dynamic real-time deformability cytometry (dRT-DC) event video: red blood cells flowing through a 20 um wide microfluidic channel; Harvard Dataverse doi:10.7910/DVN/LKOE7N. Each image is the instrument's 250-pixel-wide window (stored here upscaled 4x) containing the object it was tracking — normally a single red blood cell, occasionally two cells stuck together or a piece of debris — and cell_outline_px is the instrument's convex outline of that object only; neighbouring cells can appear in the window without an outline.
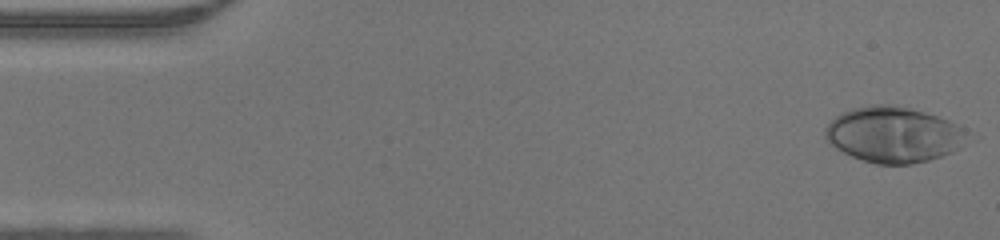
{"species": "human", "species_latin": "Homo sapiens", "temperature_condition": "warm", "stored_images_in_passage": 46, "camera_frame_rate_fps": 3000, "um_per_image_px": 0.085, "donor": {"sex": "male"}, "frame": {"image": 1, "passage_image": 1, "time_ms": 0.0, "image_size_px": [1000, 240], "cell_outline_px": [[964, 128], [960, 148], [952, 152], [928, 160], [912, 164], [876, 164], [852, 156], [836, 148], [824, 136], [824, 128], [840, 112], [852, 108], [872, 104], [888, 104], [912, 108], [940, 116]], "centroid_in_image_um": [75.9, 11.42], "position_along_channel_um": 9.1, "area_um2": 45.78}}
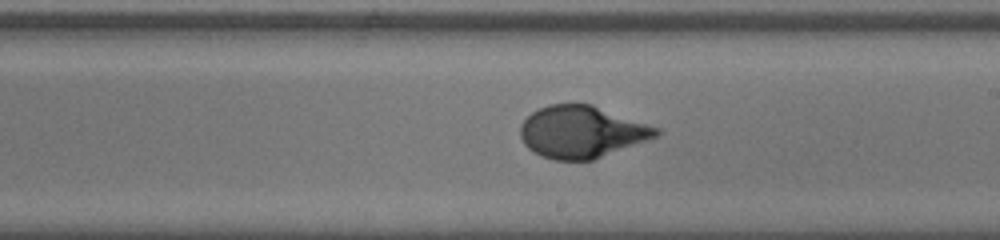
{"frame": {"image": 2, "passage_image": 26, "time_ms": 8.333, "image_size_px": [1000, 240], "cell_outline_px": [[660, 132], [656, 136], [592, 160], [556, 160], [544, 156], [528, 148], [524, 144], [520, 136], [520, 124], [532, 112], [548, 104], [592, 104], [660, 128]], "centroid_in_image_um": [49.42, 11.19], "position_along_channel_um": 239.6, "area_um2": 40.69}}
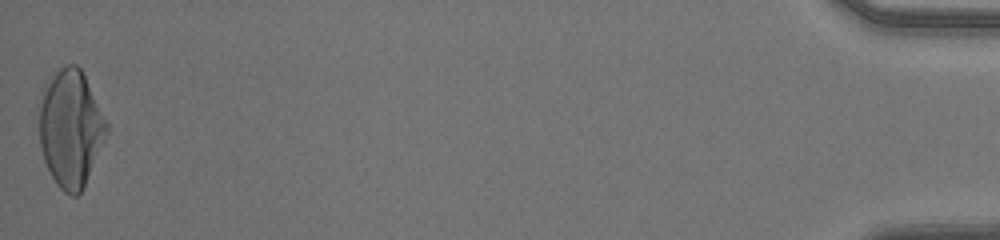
{"frame": {"image": 3, "passage_image": 46, "time_ms": 15.0, "image_size_px": [1000, 240], "cell_outline_px": [[108, 132], [84, 184], [80, 192], [76, 196], [72, 196], [64, 192], [56, 184], [44, 160], [40, 144], [40, 104], [44, 92], [56, 68], [64, 64], [76, 64], [80, 68], [108, 124]], "centroid_in_image_um": [6.0, 10.91], "position_along_channel_um": 429.2, "area_um2": 45.03}}